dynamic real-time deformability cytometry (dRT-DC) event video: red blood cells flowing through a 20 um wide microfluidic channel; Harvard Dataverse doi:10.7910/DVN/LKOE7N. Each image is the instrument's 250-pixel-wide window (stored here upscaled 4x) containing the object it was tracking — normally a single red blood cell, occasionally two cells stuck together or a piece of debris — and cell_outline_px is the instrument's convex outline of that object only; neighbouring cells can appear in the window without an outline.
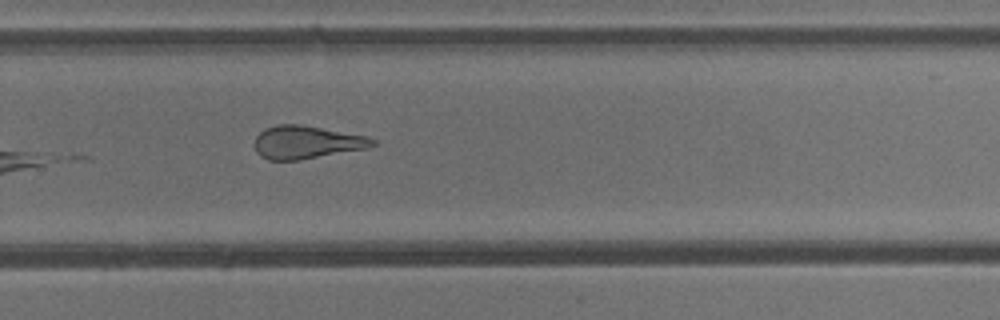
{"species": "common noctule bat (a hibernating species)", "species_latin": "Nyctalus noctula", "temperature_condition": "cold", "stored_images_in_passage": 10, "camera_frame_rate_fps": 3000, "um_per_image_px": 0.085, "animal": {"sex": "male", "body_mass_g": 13.3}, "frame": {"image": 1, "passage_image": 10, "time_ms": 3.0, "image_size_px": [1000, 320], "cell_outline_px": [[376, 144], [368, 148], [300, 160], [268, 160], [260, 156], [256, 152], [252, 144], [256, 136], [264, 128], [276, 124], [300, 124], [368, 136], [376, 140]], "centroid_in_image_um": [26.02, 12.09], "position_along_channel_um": 303.8, "area_um2": 23.0}}